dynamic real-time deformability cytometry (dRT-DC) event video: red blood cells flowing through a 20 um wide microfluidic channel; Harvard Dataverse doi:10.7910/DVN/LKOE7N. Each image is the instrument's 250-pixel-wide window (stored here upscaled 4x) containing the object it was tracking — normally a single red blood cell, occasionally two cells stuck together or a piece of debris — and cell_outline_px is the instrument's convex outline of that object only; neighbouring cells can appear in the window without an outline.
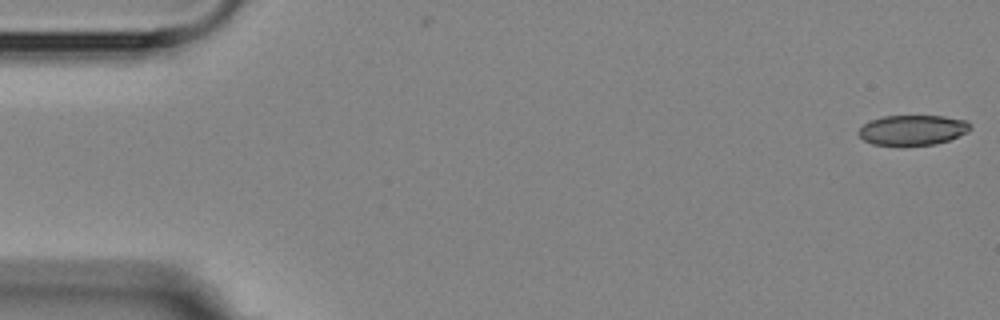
{"species": "Egyptian fruit bat (a non-hibernating species)", "species_latin": "Rousettus aegyptiacus", "temperature_condition": "room temperature", "stored_images_in_passage": 5, "camera_frame_rate_fps": 3000, "um_per_image_px": 0.085, "animal": {"sex": "female"}, "frame": {"image": 1, "passage_image": 1, "time_ms": 0.0, "image_size_px": [1000, 320], "cell_outline_px": [[972, 128], [968, 132], [948, 140], [936, 144], [872, 144], [864, 140], [856, 132], [864, 124], [872, 120], [884, 116], [944, 116], [968, 120], [972, 124]], "centroid_in_image_um": [77.62, 11.03], "position_along_channel_um": 7.4, "area_um2": 19.42}}